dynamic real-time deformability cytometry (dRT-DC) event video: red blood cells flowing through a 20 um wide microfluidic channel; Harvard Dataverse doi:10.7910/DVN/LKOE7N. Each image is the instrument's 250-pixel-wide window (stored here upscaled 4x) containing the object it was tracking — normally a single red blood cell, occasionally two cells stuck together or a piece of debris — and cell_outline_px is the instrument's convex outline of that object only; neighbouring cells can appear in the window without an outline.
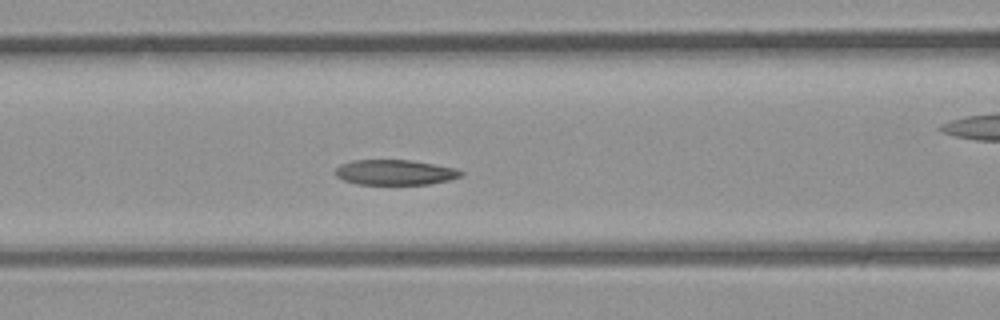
{"species": "common noctule bat (a hibernating species)", "species_latin": "Nyctalus noctula", "temperature_condition": "room temperature", "stored_images_in_passage": 40, "camera_frame_rate_fps": 3000, "um_per_image_px": 0.085, "animal": {"sex": "male", "body_mass_g": 23.1, "forearm_length_mm": 52.7}, "frame": {"image": 1, "passage_image": 16, "time_ms": 5.0, "image_size_px": [1000, 320], "cell_outline_px": [[464, 172], [460, 176], [448, 180], [428, 184], [356, 184], [344, 180], [336, 176], [332, 172], [340, 164], [352, 160], [412, 160], [456, 168]], "centroid_in_image_um": [33.53, 14.64], "position_along_channel_um": 133.1, "area_um2": 18.5}}
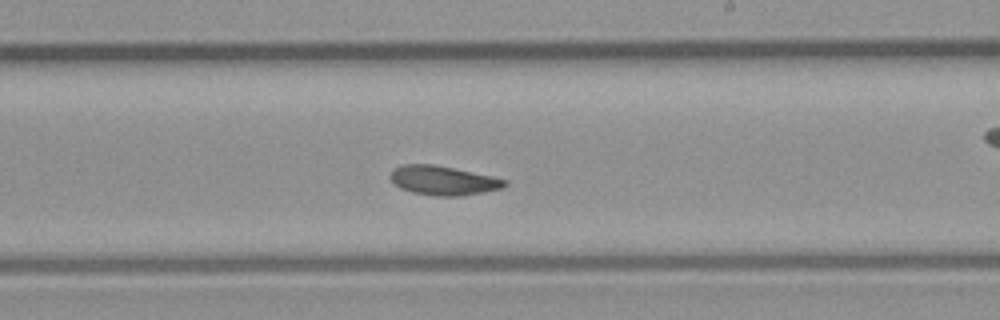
{"frame": {"image": 2, "passage_image": 23, "time_ms": 7.333, "image_size_px": [1000, 320], "cell_outline_px": [[508, 184], [500, 188], [460, 196], [436, 196], [412, 192], [400, 188], [392, 180], [392, 172], [396, 168], [404, 164], [432, 164], [492, 176], [508, 180]], "centroid_in_image_um": [37.69, 15.34], "position_along_channel_um": 251.3, "area_um2": 19.02}}
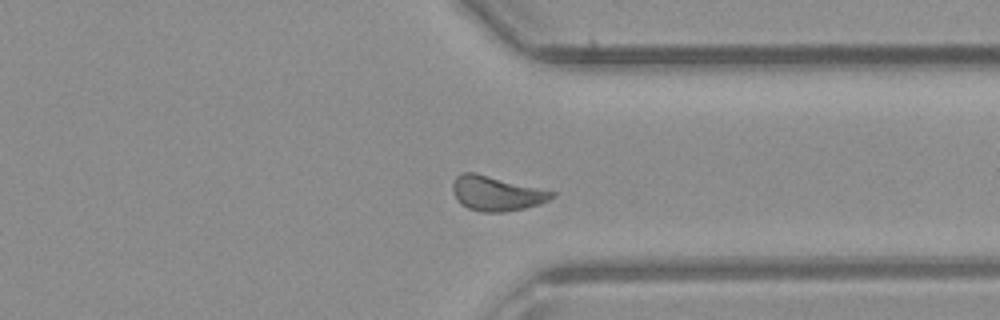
{"frame": {"image": 3, "passage_image": 30, "time_ms": 9.667, "image_size_px": [1000, 320], "cell_outline_px": [[556, 196], [540, 204], [524, 208], [504, 212], [480, 212], [468, 208], [460, 204], [456, 200], [452, 192], [452, 184], [456, 176], [460, 172], [476, 172], [556, 192]], "centroid_in_image_um": [42.16, 16.43], "position_along_channel_um": 369.2, "area_um2": 20.35}}